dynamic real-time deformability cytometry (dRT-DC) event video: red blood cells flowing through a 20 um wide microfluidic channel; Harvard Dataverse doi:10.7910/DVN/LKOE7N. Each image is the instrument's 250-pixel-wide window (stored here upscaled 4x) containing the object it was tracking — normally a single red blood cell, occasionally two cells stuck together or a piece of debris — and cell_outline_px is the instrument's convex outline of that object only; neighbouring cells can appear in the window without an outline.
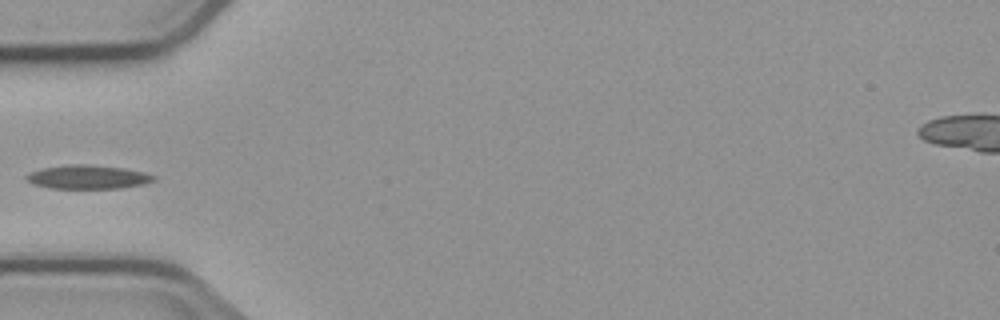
{"species": "common noctule bat (a hibernating species)", "species_latin": "Nyctalus noctula", "temperature_condition": "cold", "stored_images_in_passage": 5, "camera_frame_rate_fps": 3000, "um_per_image_px": 0.085, "animal": {"sex": "male", "body_mass_g": 23.1, "forearm_length_mm": 52.7}, "frame": {"image": 1, "passage_image": 5, "time_ms": 4.667, "image_size_px": [1000, 320], "cell_outline_px": [[156, 180], [144, 184], [120, 188], [48, 188], [32, 184], [24, 176], [32, 172], [44, 168], [68, 164], [88, 164], [124, 168], [144, 172], [156, 176]], "centroid_in_image_um": [7.49, 15.04], "position_along_channel_um": 77.5, "area_um2": 17.63}}